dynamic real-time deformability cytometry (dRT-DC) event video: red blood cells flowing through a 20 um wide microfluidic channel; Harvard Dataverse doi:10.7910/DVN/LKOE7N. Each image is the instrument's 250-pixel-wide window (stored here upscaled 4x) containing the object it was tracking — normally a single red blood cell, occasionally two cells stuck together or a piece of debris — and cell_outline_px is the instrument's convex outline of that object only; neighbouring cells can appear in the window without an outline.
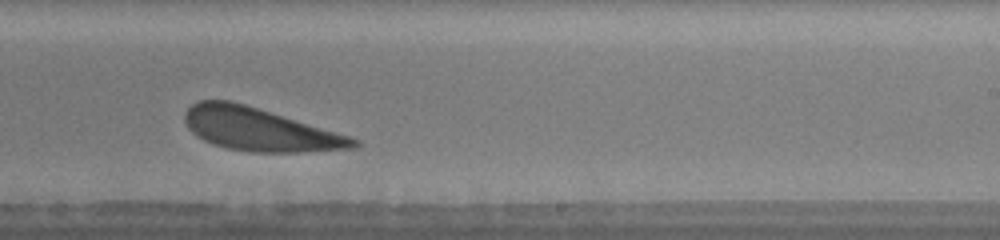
{"species": "human", "species_latin": "Homo sapiens", "temperature_condition": "warm", "stored_images_in_passage": 20, "camera_frame_rate_fps": 3000, "um_per_image_px": 0.085, "donor": {"sex": "male"}, "frame": {"image": 1, "passage_image": 15, "time_ms": 5.667, "image_size_px": [1000, 240], "cell_outline_px": [[360, 144], [356, 148], [300, 152], [248, 152], [228, 148], [212, 144], [196, 136], [188, 128], [184, 120], [184, 112], [192, 104], [200, 100], [228, 100], [244, 104], [348, 136], [360, 140]], "centroid_in_image_um": [22.01, 11.01], "position_along_channel_um": 267.0, "area_um2": 41.67}, "authors_computed_cell_mechanics": {"area_um2": 41.7027, "velocity_mm_per_s": 3.9811, "shape_relaxation_time_tau1_ms": 1.2168, "shape_relaxation_time_tau2_ms": null, "deformation_change_tau1": 0.1114, "deformation_change_tau2": null}}